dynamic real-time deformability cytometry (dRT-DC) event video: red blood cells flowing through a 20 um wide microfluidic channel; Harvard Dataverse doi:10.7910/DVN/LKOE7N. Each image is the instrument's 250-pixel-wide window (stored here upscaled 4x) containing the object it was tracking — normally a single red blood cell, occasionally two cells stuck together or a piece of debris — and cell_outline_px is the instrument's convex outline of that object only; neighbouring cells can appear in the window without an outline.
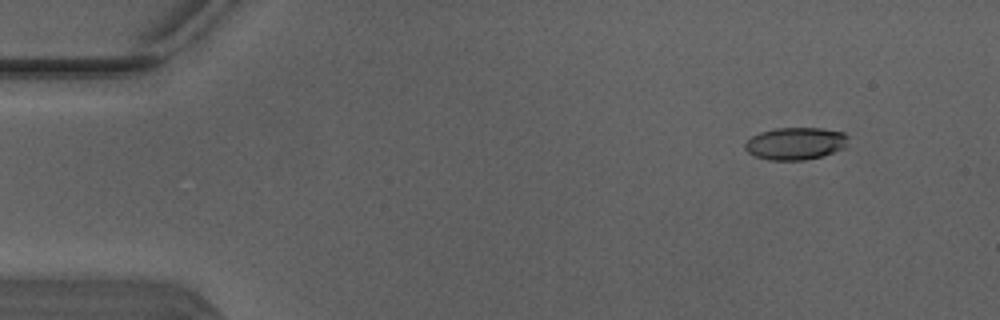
{"species": "Egyptian fruit bat (a non-hibernating species)", "species_latin": "Rousettus aegyptiacus", "temperature_condition": "warm", "stored_images_in_passage": 5, "camera_frame_rate_fps": 3000, "um_per_image_px": 0.085, "animal": {"sex": "male"}, "frame": {"image": 1, "passage_image": 2, "time_ms": 0.333, "image_size_px": [1000, 320], "cell_outline_px": [[848, 136], [844, 148], [820, 156], [804, 160], [768, 160], [756, 156], [748, 152], [744, 148], [744, 144], [752, 136], [760, 132], [776, 128], [820, 128], [844, 132]], "centroid_in_image_um": [67.59, 12.19], "position_along_channel_um": 17.4, "area_um2": 19.31}}
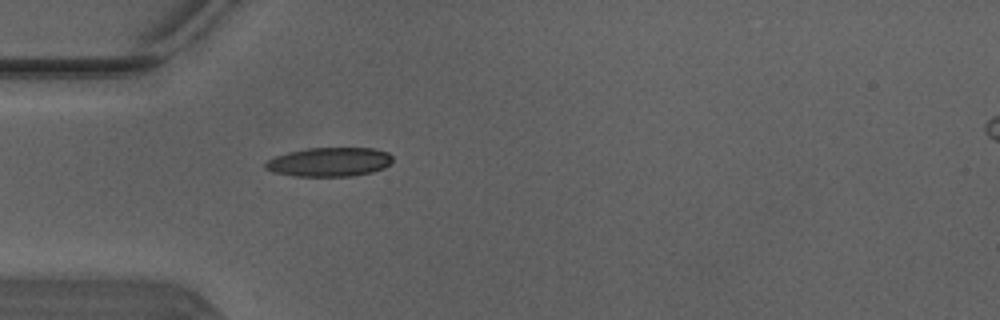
{"frame": {"image": 2, "passage_image": 5, "time_ms": 1.333, "image_size_px": [1000, 320], "cell_outline_px": [[392, 164], [384, 168], [372, 172], [352, 176], [296, 176], [272, 172], [264, 168], [264, 164], [268, 160], [276, 156], [288, 152], [308, 148], [376, 148], [388, 152], [392, 156]], "centroid_in_image_um": [28.02, 13.77], "position_along_channel_um": 57.0, "area_um2": 21.68}}